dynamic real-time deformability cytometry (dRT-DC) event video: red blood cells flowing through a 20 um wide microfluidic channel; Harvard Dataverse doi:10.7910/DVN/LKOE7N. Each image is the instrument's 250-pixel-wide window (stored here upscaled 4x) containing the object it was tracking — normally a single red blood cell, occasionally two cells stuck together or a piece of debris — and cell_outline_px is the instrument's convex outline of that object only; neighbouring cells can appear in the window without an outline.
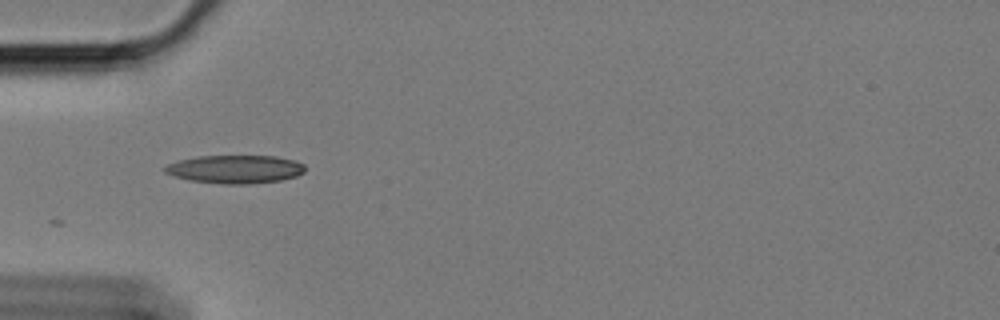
{"species": "Egyptian fruit bat (a non-hibernating species)", "species_latin": "Rousettus aegyptiacus", "temperature_condition": "cold", "stored_images_in_passage": 41, "camera_frame_rate_fps": 3000, "um_per_image_px": 0.085, "animal": {"sex": "female"}, "frame": {"image": 1, "passage_image": 1, "time_ms": 0.0, "image_size_px": [1000, 320], "cell_outline_px": [[304, 172], [296, 176], [280, 180], [248, 184], [220, 184], [188, 180], [172, 176], [164, 172], [164, 168], [168, 164], [180, 160], [196, 156], [276, 156], [296, 160], [304, 164]], "centroid_in_image_um": [19.98, 14.38], "position_along_channel_um": 65.0, "area_um2": 23.18}}
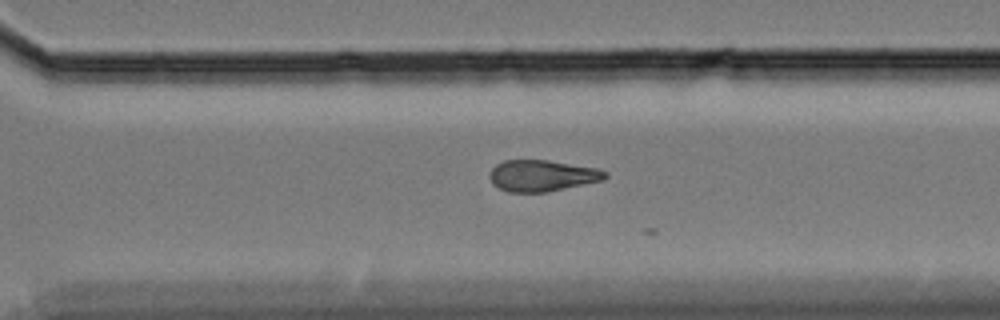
{"frame": {"image": 2, "passage_image": 24, "time_ms": 7.667, "image_size_px": [1000, 320], "cell_outline_px": [[608, 176], [604, 180], [548, 192], [508, 192], [492, 184], [488, 176], [492, 168], [496, 164], [504, 160], [548, 160], [596, 168], [608, 172]], "centroid_in_image_um": [46.07, 14.93], "position_along_channel_um": 324.5, "area_um2": 21.21}}
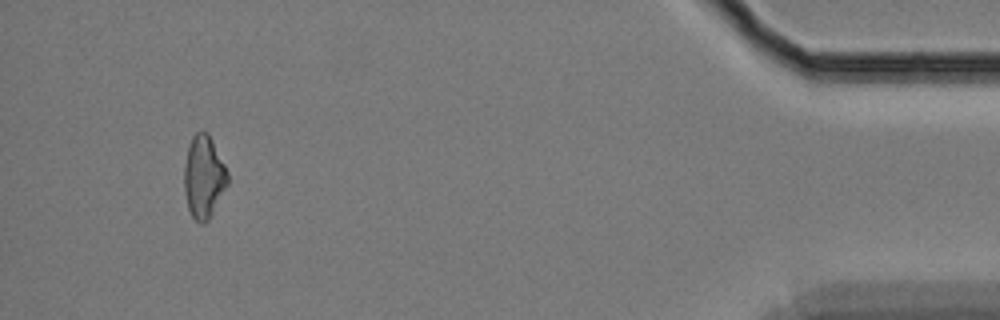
{"frame": {"image": 3, "passage_image": 38, "time_ms": 12.333, "image_size_px": [1000, 320], "cell_outline_px": [[228, 184], [208, 220], [204, 224], [200, 224], [192, 216], [188, 208], [184, 188], [184, 164], [188, 148], [192, 136], [196, 132], [208, 132], [228, 172]], "centroid_in_image_um": [17.31, 15.04], "position_along_channel_um": 417.9, "area_um2": 20.75}}